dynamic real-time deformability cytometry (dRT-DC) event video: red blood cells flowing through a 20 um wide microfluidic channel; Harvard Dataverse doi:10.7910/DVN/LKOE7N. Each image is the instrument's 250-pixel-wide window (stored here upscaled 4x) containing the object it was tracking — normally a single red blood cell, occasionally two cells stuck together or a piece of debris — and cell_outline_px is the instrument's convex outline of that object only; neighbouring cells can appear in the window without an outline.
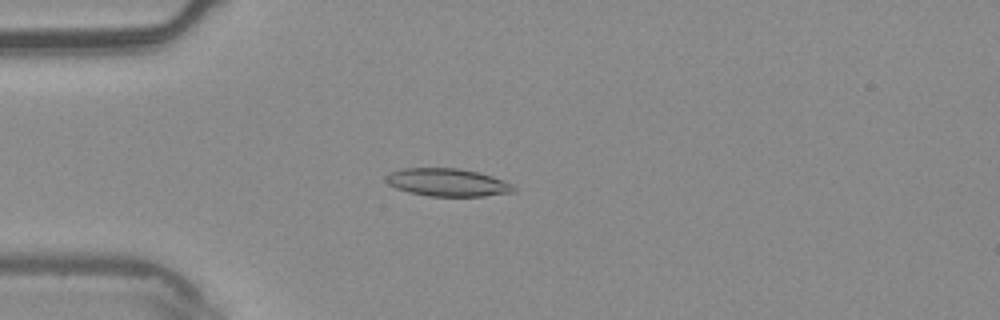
{"species": "common noctule bat (a hibernating species)", "species_latin": "Nyctalus noctula", "temperature_condition": "warm", "stored_images_in_passage": 3, "camera_frame_rate_fps": 3000, "um_per_image_px": 0.085, "animal": {"sex": "male", "body_mass_g": 20.4}, "frame": {"image": 1, "passage_image": 3, "time_ms": 0.667, "image_size_px": [1000, 320], "cell_outline_px": [[516, 192], [484, 196], [428, 196], [408, 192], [396, 188], [388, 184], [384, 180], [384, 176], [388, 172], [404, 168], [456, 168], [476, 172], [492, 176], [504, 180], [512, 184], [516, 188]], "centroid_in_image_um": [38.01, 15.51], "position_along_channel_um": 47.0, "area_um2": 20.87}}